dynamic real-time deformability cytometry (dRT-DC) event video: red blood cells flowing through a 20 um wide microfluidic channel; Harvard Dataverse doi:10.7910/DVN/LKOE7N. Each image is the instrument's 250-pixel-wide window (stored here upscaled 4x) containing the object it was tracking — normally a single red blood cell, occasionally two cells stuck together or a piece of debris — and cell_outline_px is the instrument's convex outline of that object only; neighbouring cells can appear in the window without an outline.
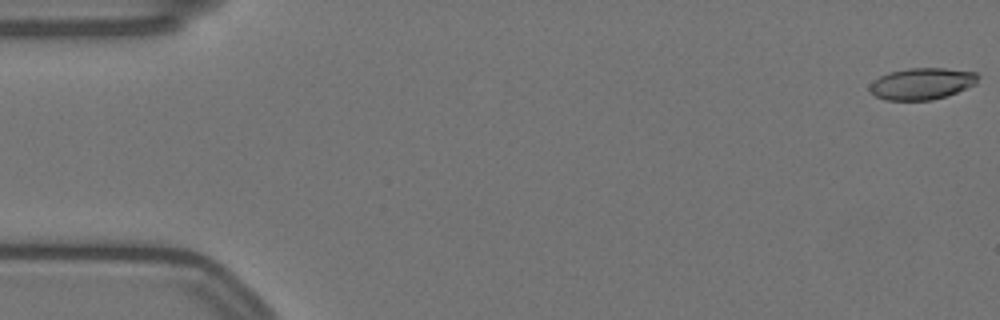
{"species": "Egyptian fruit bat (a non-hibernating species)", "species_latin": "Rousettus aegyptiacus", "temperature_condition": "warm", "stored_images_in_passage": 58, "camera_frame_rate_fps": 3000, "um_per_image_px": 0.085, "animal": {"sex": "female"}, "frame": {"image": 1, "passage_image": 1, "time_ms": 0.0, "image_size_px": [1000, 320], "cell_outline_px": [[980, 76], [976, 84], [956, 92], [932, 100], [884, 100], [876, 96], [868, 88], [880, 76], [888, 72], [908, 68], [944, 68], [976, 72]], "centroid_in_image_um": [78.38, 7.1], "position_along_channel_um": 6.6, "area_um2": 19.83}}
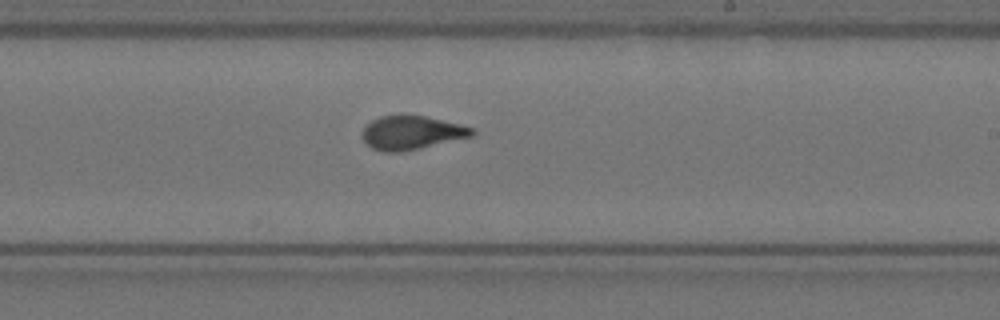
{"frame": {"image": 2, "passage_image": 34, "time_ms": 11.0, "image_size_px": [1000, 320], "cell_outline_px": [[476, 132], [472, 136], [400, 152], [384, 152], [372, 148], [364, 140], [364, 128], [372, 120], [380, 116], [424, 116], [460, 124], [472, 128]], "centroid_in_image_um": [34.99, 11.28], "position_along_channel_um": 254.0, "area_um2": 20.92}}
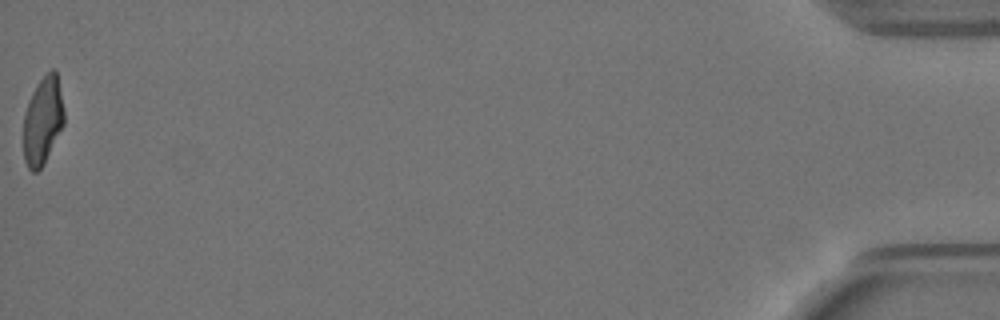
{"frame": {"image": 3, "passage_image": 58, "time_ms": 19.0, "image_size_px": [1000, 320], "cell_outline_px": [[64, 124], [44, 164], [36, 172], [32, 172], [28, 168], [24, 160], [24, 112], [28, 100], [36, 84], [52, 68], [56, 68], [64, 108]], "centroid_in_image_um": [3.64, 10.24], "position_along_channel_um": 431.6, "area_um2": 20.92}, "authors_computed_cell_mechanics": {"area_um2": 21.5016, "velocity_mm_per_s": 3.5108, "shape_relaxation_time_tau1_ms": 9.3294, "shape_relaxation_time_tau2_ms": 1.0904, "deformation_change_tau1": 0.2803, "deformation_change_tau2": 0.0634}}